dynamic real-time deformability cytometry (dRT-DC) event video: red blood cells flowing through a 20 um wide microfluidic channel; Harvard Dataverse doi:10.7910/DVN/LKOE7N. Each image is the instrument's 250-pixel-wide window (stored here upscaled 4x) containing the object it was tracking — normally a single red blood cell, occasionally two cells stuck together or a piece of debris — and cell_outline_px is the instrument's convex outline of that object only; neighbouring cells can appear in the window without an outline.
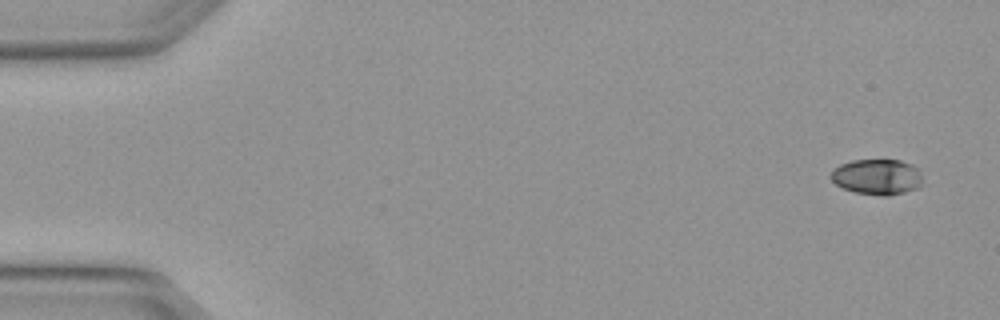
{"species": "Egyptian fruit bat (a non-hibernating species)", "species_latin": "Rousettus aegyptiacus", "temperature_condition": "warm", "stored_images_in_passage": 5, "camera_frame_rate_fps": 3000, "um_per_image_px": 0.085, "animal": {"sex": "female"}, "frame": {"image": 1, "passage_image": 1, "time_ms": 0.0, "image_size_px": [1000, 320], "cell_outline_px": [[924, 176], [920, 188], [888, 196], [880, 196], [856, 192], [844, 188], [836, 184], [832, 180], [832, 168], [840, 164], [852, 160], [900, 160], [912, 164]], "centroid_in_image_um": [74.6, 15.03], "position_along_channel_um": 10.4, "area_um2": 19.19}}
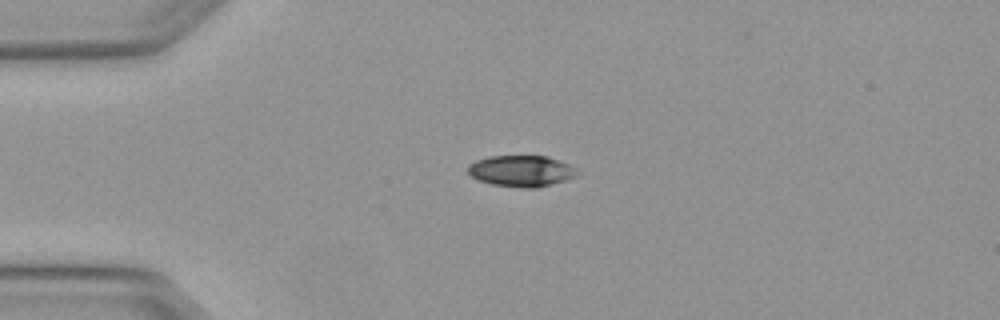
{"frame": {"image": 2, "passage_image": 4, "time_ms": 1.0, "image_size_px": [1000, 320], "cell_outline_px": [[584, 172], [580, 176], [536, 188], [524, 188], [492, 184], [480, 180], [472, 176], [468, 172], [468, 164], [476, 160], [488, 156], [548, 156], [568, 164]], "centroid_in_image_um": [44.38, 14.53], "position_along_channel_um": 40.6, "area_um2": 20.06}}